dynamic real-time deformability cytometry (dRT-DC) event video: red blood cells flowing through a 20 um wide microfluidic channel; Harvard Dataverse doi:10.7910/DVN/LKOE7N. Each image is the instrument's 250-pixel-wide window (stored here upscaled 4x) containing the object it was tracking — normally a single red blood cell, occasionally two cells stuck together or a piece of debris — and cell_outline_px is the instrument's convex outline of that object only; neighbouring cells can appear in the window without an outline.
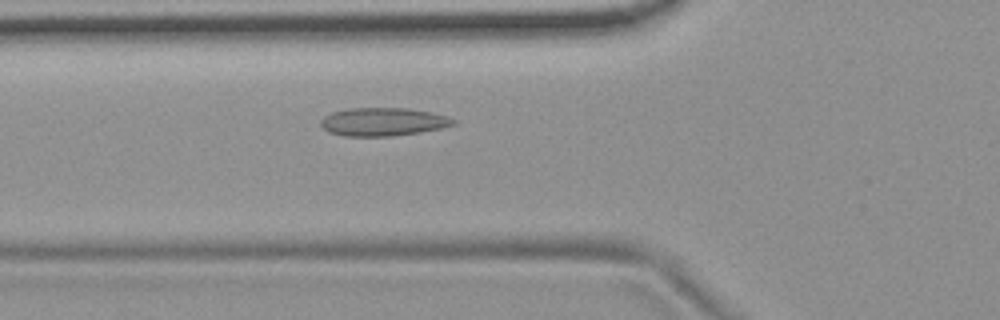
{"species": "common noctule bat (a hibernating species)", "species_latin": "Nyctalus noctula", "temperature_condition": "room temperature", "stored_images_in_passage": 52, "camera_frame_rate_fps": 3000, "um_per_image_px": 0.085, "animal": {"sex": "female", "body_mass_g": 19.9}, "frame": {"image": 1, "passage_image": 17, "time_ms": 5.333, "image_size_px": [1000, 320], "cell_outline_px": [[456, 124], [444, 128], [420, 132], [392, 136], [344, 136], [328, 132], [320, 124], [320, 120], [324, 116], [332, 112], [348, 108], [408, 108], [432, 112], [448, 116], [456, 120]], "centroid_in_image_um": [32.58, 10.35], "position_along_channel_um": 93.2, "area_um2": 22.02}}
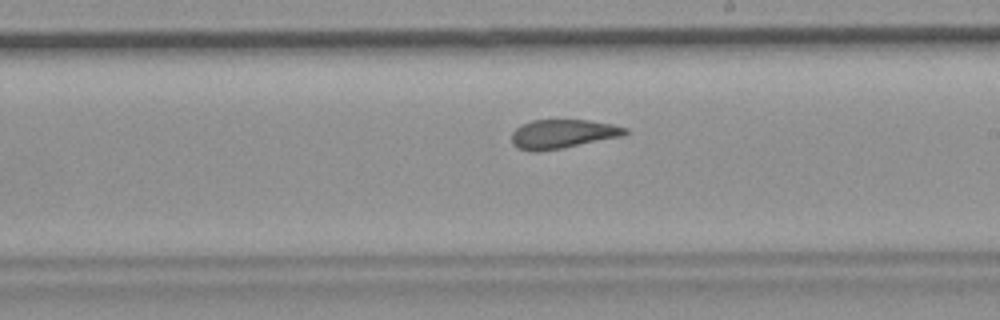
{"frame": {"image": 2, "passage_image": 29, "time_ms": 9.333, "image_size_px": [1000, 320], "cell_outline_px": [[628, 132], [620, 136], [540, 152], [532, 152], [516, 148], [512, 144], [512, 132], [516, 128], [532, 120], [588, 120], [612, 124], [628, 128]], "centroid_in_image_um": [47.77, 11.39], "position_along_channel_um": 241.2, "area_um2": 18.96}}
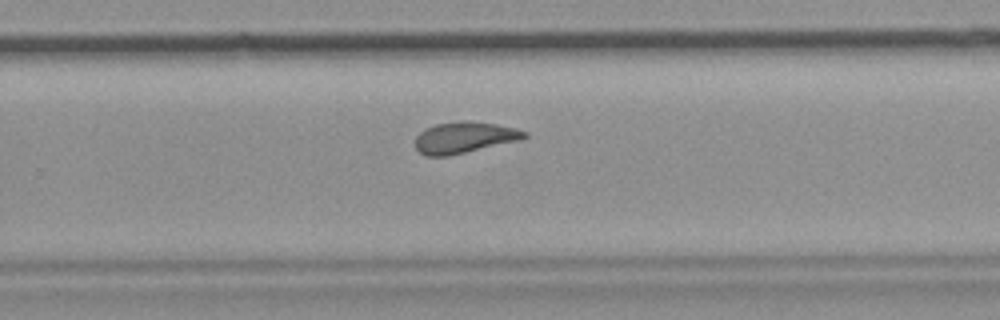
{"frame": {"image": 3, "passage_image": 33, "time_ms": 10.667, "image_size_px": [1000, 320], "cell_outline_px": [[528, 136], [520, 140], [448, 156], [424, 156], [416, 148], [416, 136], [424, 128], [436, 124], [460, 120], [468, 120], [496, 124], [516, 128], [528, 132]], "centroid_in_image_um": [39.47, 11.67], "position_along_channel_um": 290.3, "area_um2": 20.0}, "authors_computed_cell_mechanics": {"area_um2": 20.5479, "velocity_mm_per_s": 3.703, "shape_relaxation_time_tau1_ms": null, "shape_relaxation_time_tau2_ms": 1.6748, "deformation_change_tau1": null, "deformation_change_tau2": 0.0687}}